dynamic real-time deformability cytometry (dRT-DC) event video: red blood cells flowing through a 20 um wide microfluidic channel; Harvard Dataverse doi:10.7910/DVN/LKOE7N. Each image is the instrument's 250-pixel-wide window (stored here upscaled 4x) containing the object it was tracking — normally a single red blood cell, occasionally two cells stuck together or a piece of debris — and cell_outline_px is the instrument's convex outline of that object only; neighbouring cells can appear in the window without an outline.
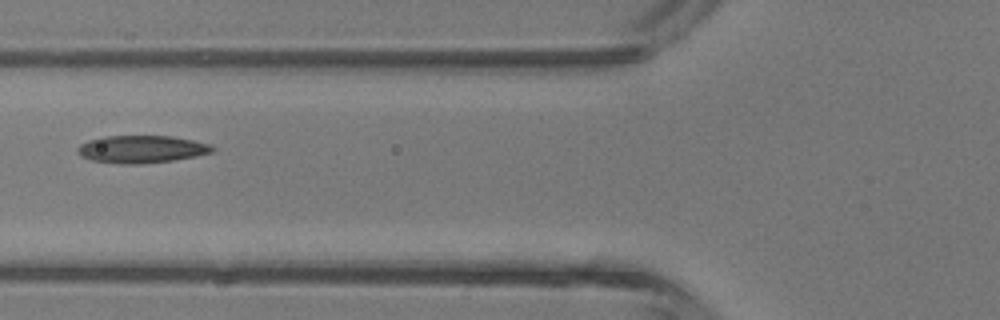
{"species": "common noctule bat (a hibernating species)", "species_latin": "Nyctalus noctula", "temperature_condition": "room temperature", "stored_images_in_passage": 6, "camera_frame_rate_fps": 3000, "um_per_image_px": 0.085, "animal": {"sex": "male", "body_mass_g": 13.3}, "frame": {"image": 1, "passage_image": 5, "time_ms": 5.333, "image_size_px": [1000, 320], "cell_outline_px": [[216, 148], [212, 152], [196, 156], [172, 160], [140, 164], [124, 164], [92, 160], [80, 156], [76, 152], [76, 148], [80, 144], [88, 140], [104, 136], [172, 136], [192, 140], [208, 144]], "centroid_in_image_um": [11.99, 12.68], "position_along_channel_um": 113.8, "area_um2": 21.56}}
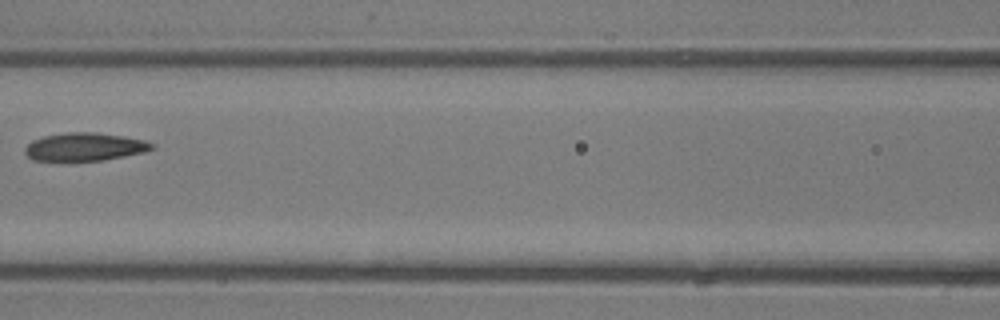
{"frame": {"image": 2, "passage_image": 6, "time_ms": 6.333, "image_size_px": [1000, 320], "cell_outline_px": [[156, 148], [144, 152], [104, 160], [32, 160], [24, 152], [24, 148], [32, 140], [44, 136], [64, 132], [96, 132], [124, 136], [144, 140], [152, 144]], "centroid_in_image_um": [7.19, 12.47], "position_along_channel_um": 159.4, "area_um2": 20.69}}